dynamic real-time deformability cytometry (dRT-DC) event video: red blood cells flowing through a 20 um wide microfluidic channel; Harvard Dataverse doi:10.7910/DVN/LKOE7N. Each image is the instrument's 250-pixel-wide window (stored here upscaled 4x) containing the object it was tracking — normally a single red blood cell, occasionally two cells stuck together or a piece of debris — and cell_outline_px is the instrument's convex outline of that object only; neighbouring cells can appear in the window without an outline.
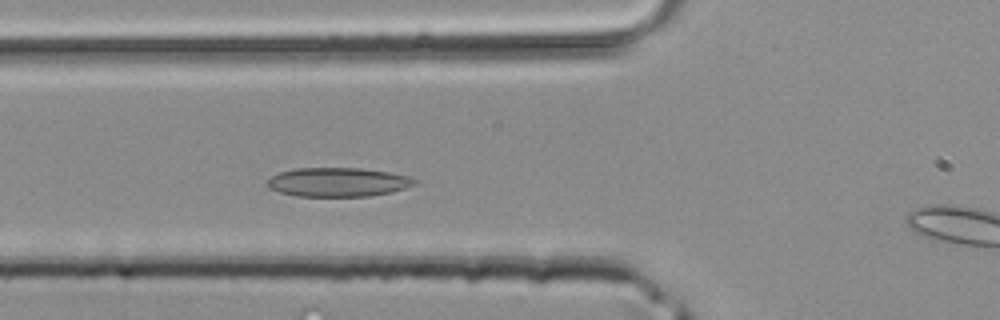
{"species": "common noctule bat (a hibernating species)", "species_latin": "Nyctalus noctula", "temperature_condition": "room temperature", "stored_images_in_passage": 10, "camera_frame_rate_fps": 3000, "um_per_image_px": 0.085, "animal": {"sex": "male", "body_mass_g": 20.4}, "frame": {"image": 1, "passage_image": 9, "time_ms": 2.667, "image_size_px": [1000, 320], "cell_outline_px": [[420, 180], [416, 184], [392, 192], [372, 196], [296, 196], [280, 192], [268, 188], [264, 184], [272, 176], [280, 172], [296, 168], [360, 168], [388, 172], [408, 176]], "centroid_in_image_um": [28.73, 15.48], "position_along_channel_um": 97.1, "area_um2": 25.03}}